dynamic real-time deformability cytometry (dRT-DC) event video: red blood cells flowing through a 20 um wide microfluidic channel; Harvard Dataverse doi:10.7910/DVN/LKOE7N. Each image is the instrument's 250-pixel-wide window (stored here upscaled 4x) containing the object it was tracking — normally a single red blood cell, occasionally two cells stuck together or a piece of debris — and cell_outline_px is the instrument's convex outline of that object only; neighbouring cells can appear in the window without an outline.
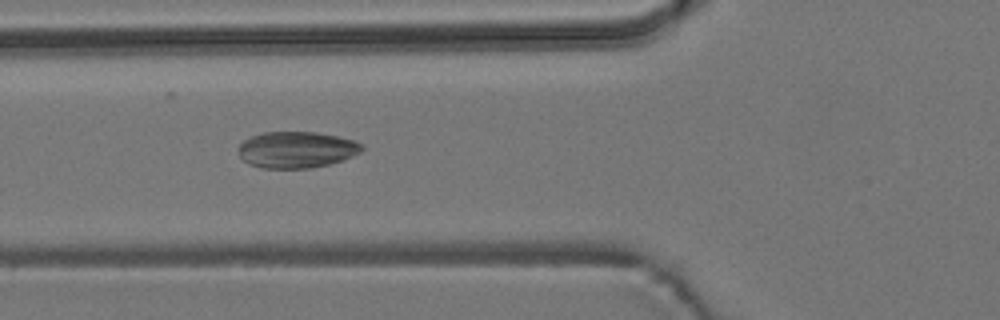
{"species": "common noctule bat (a hibernating species)", "species_latin": "Nyctalus noctula", "temperature_condition": "room temperature", "stored_images_in_passage": 3, "camera_frame_rate_fps": 3000, "um_per_image_px": 0.085, "animal": {"sex": "male", "body_mass_g": 19.2, "forearm_length_mm": 51.8}, "frame": {"image": 1, "passage_image": 3, "time_ms": 2.333, "image_size_px": [1000, 320], "cell_outline_px": [[364, 148], [360, 152], [352, 156], [328, 164], [312, 168], [260, 168], [248, 164], [240, 156], [240, 144], [244, 140], [252, 136], [264, 132], [316, 132], [356, 140]], "centroid_in_image_um": [25.2, 12.72], "position_along_channel_um": 100.6, "area_um2": 26.01}}